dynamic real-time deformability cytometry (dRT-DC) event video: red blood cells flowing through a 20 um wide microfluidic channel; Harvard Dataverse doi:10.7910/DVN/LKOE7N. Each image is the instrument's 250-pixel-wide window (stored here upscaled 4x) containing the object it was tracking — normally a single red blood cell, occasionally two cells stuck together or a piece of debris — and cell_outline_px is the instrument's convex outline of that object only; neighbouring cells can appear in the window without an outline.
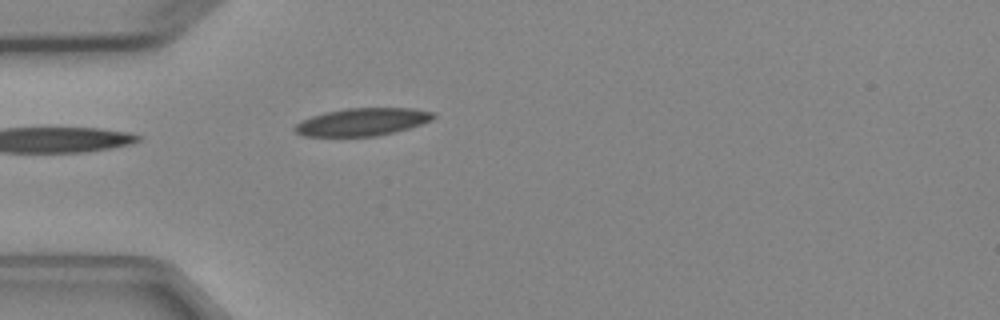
{"species": "Egyptian fruit bat (a non-hibernating species)", "species_latin": "Rousettus aegyptiacus", "temperature_condition": "cold", "stored_images_in_passage": 4, "camera_frame_rate_fps": 3000, "um_per_image_px": 0.085, "animal": {"sex": "female"}, "frame": {"image": 1, "passage_image": 4, "time_ms": 4.667, "image_size_px": [1000, 320], "cell_outline_px": [[436, 116], [432, 120], [408, 128], [376, 136], [304, 136], [296, 132], [292, 128], [300, 120], [324, 112], [344, 108], [412, 108], [432, 112]], "centroid_in_image_um": [30.75, 10.35], "position_along_channel_um": 54.2, "area_um2": 22.25}}